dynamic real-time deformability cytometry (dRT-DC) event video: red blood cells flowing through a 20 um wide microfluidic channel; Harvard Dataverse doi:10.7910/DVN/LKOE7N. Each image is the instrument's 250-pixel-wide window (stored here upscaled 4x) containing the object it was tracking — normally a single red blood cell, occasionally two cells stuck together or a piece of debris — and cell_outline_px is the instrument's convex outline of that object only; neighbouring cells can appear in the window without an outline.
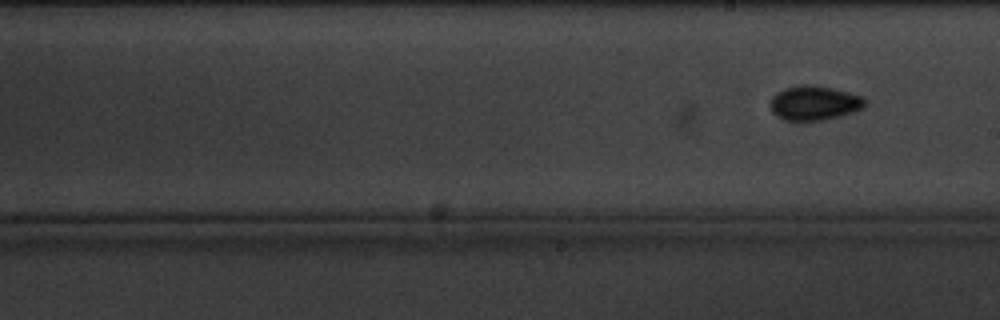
{"species": "common noctule bat (a hibernating species)", "species_latin": "Nyctalus noctula", "temperature_condition": "cold", "stored_images_in_passage": 11, "segment_of_instrument_passage": [2, 2], "camera_frame_rate_fps": 3000, "um_per_image_px": 0.085, "animal": {"sex": "male", "body_mass_g": 20.1, "forearm_length_mm": 53.5}, "frame": {"image": 1, "passage_image": 11, "time_ms": 12.333, "image_size_px": [1000, 320], "cell_outline_px": [[864, 104], [860, 108], [852, 112], [840, 116], [824, 120], [800, 124], [784, 120], [776, 116], [772, 112], [768, 104], [772, 96], [784, 88], [804, 84], [812, 84], [832, 88], [864, 96]], "centroid_in_image_um": [69.13, 8.79], "position_along_channel_um": 219.9, "area_um2": 19.59}}